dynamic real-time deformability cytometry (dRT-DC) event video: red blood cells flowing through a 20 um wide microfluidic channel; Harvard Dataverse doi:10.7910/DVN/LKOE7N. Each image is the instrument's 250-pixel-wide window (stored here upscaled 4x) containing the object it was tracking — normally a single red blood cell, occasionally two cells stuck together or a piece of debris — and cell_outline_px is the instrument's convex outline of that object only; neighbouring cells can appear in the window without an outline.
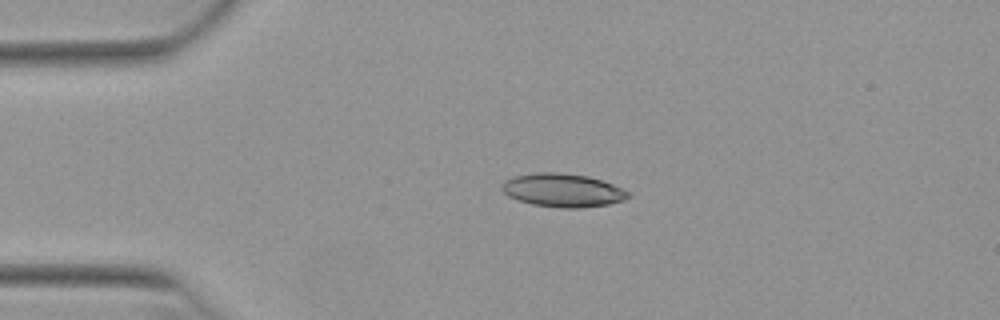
{"species": "Egyptian fruit bat (a non-hibernating species)", "species_latin": "Rousettus aegyptiacus", "temperature_condition": "warm", "stored_images_in_passage": 41, "camera_frame_rate_fps": 3000, "um_per_image_px": 0.085, "animal": {"sex": "female"}, "frame": {"image": 1, "passage_image": 1, "time_ms": 0.0, "image_size_px": [1000, 320], "cell_outline_px": [[632, 196], [608, 204], [580, 208], [564, 208], [532, 204], [508, 196], [500, 188], [504, 180], [512, 176], [536, 172], [556, 172], [588, 176], [612, 184], [632, 192]], "centroid_in_image_um": [47.82, 16.16], "position_along_channel_um": 37.2, "area_um2": 24.57}}
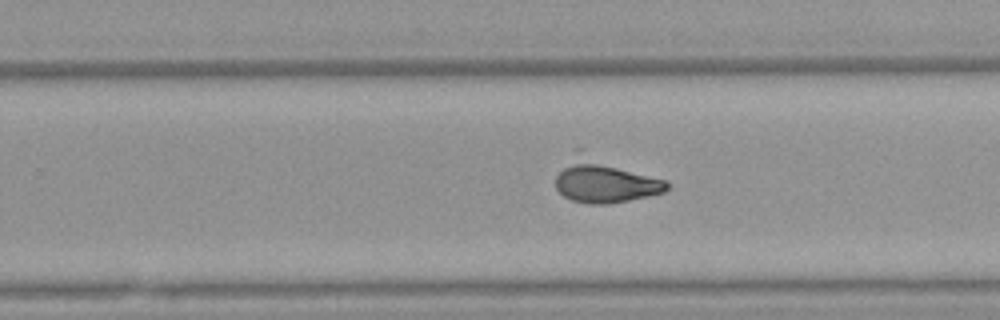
{"frame": {"image": 2, "passage_image": 22, "time_ms": 7.0, "image_size_px": [1000, 320], "cell_outline_px": [[668, 188], [664, 192], [648, 196], [608, 204], [588, 204], [572, 200], [564, 196], [556, 188], [556, 176], [564, 168], [584, 160], [588, 160], [664, 180], [668, 184]], "centroid_in_image_um": [51.46, 15.62], "position_along_channel_um": 278.3, "area_um2": 24.22}}
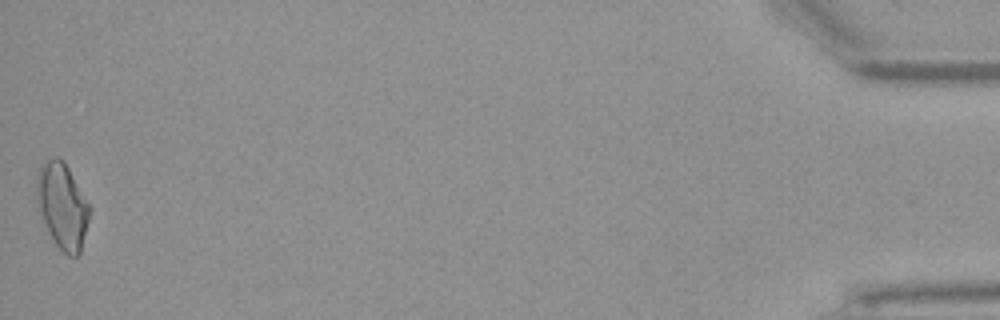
{"frame": {"image": 3, "passage_image": 41, "time_ms": 13.333, "image_size_px": [1000, 320], "cell_outline_px": [[92, 208], [80, 252], [76, 256], [68, 256], [56, 244], [48, 232], [40, 212], [36, 200], [36, 176], [40, 164], [56, 156], [64, 160]], "centroid_in_image_um": [5.3, 17.46], "position_along_channel_um": 429.9, "area_um2": 26.53}, "authors_computed_cell_mechanics": {"area_um2": 23.9292, "velocity_mm_per_s": 3.9388, "shape_relaxation_time_tau1_ms": 7.0431, "shape_relaxation_time_tau2_ms": 1.382, "deformation_change_tau1": 0.2218, "deformation_change_tau2": 0.0787}}